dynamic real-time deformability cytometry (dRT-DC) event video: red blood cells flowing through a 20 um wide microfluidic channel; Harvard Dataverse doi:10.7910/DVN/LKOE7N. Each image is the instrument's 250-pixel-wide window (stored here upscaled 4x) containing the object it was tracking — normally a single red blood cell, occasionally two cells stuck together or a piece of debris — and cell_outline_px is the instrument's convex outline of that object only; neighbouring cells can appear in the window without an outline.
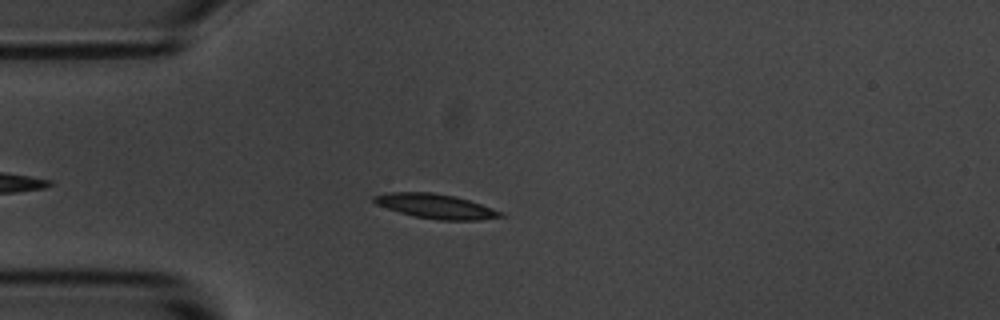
{"species": "common noctule bat (a hibernating species)", "species_latin": "Nyctalus noctula", "temperature_condition": "room temperature", "stored_images_in_passage": 34, "camera_frame_rate_fps": 3000, "um_per_image_px": 0.085, "animal": {"sex": "male", "body_mass_g": 20.1, "forearm_length_mm": 53.5}, "frame": {"image": 1, "passage_image": 1, "time_ms": 0.0, "image_size_px": [1000, 320], "cell_outline_px": [[508, 216], [480, 220], [440, 220], [416, 216], [400, 212], [376, 204], [372, 200], [372, 196], [388, 192], [432, 192], [456, 196], [492, 208]], "centroid_in_image_um": [37.04, 17.52], "position_along_channel_um": 48.0, "area_um2": 17.98}}
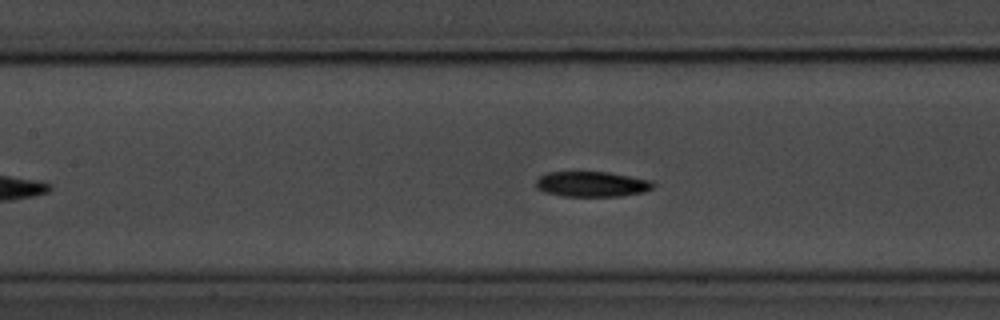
{"frame": {"image": 2, "passage_image": 11, "time_ms": 3.333, "image_size_px": [1000, 320], "cell_outline_px": [[656, 184], [652, 188], [644, 192], [620, 196], [564, 196], [544, 192], [536, 188], [536, 180], [540, 176], [548, 172], [608, 172], [652, 180]], "centroid_in_image_um": [50.32, 15.65], "position_along_channel_um": 157.1, "area_um2": 17.34}}
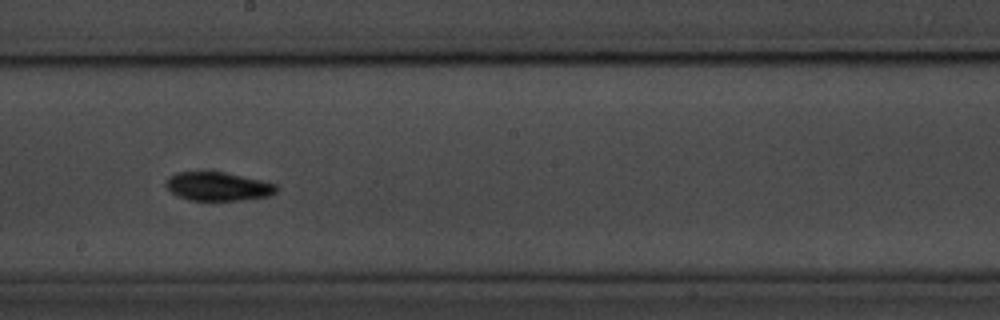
{"frame": {"image": 3, "passage_image": 17, "time_ms": 5.333, "image_size_px": [1000, 320], "cell_outline_px": [[280, 188], [276, 192], [268, 196], [240, 200], [188, 200], [176, 196], [164, 184], [168, 176], [176, 172], [224, 172], [260, 180], [276, 184]], "centroid_in_image_um": [18.5, 15.85], "position_along_channel_um": 229.7, "area_um2": 18.44}, "authors_computed_cell_mechanics": {"area_um2": 17.4556, "velocity_mm_per_s": 3.6383, "shape_relaxation_time_tau1_ms": 3.0213, "shape_relaxation_time_tau2_ms": null, "deformation_change_tau1": 0.1434, "deformation_change_tau2": null}}